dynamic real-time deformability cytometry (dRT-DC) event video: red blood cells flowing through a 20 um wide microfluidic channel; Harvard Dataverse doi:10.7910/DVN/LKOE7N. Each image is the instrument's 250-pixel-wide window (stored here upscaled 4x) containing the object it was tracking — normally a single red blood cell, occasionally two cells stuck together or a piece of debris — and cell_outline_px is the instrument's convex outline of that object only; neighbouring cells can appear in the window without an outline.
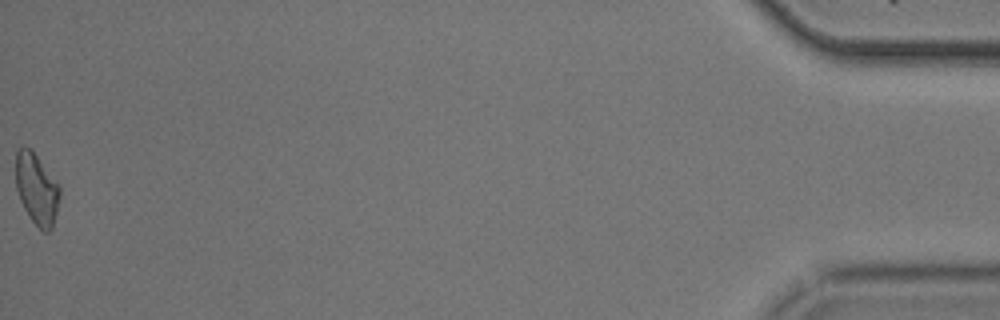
{"species": "common noctule bat (a hibernating species)", "species_latin": "Nyctalus noctula", "temperature_condition": "cold", "stored_images_in_passage": 40, "camera_frame_rate_fps": 3000, "um_per_image_px": 0.085, "animal": {"sex": "male", "body_mass_g": 20.5, "forearm_length_mm": 52.5}, "frame": {"image": 1, "passage_image": 40, "time_ms": 13.0, "image_size_px": [1000, 320], "cell_outline_px": [[60, 196], [52, 228], [48, 232], [44, 232], [32, 220], [24, 208], [20, 200], [16, 188], [16, 148], [32, 148], [60, 184]], "centroid_in_image_um": [3.13, 16.02], "position_along_channel_um": 432.1, "area_um2": 18.38}, "authors_computed_cell_mechanics": {"area_um2": 18.6983, "velocity_mm_per_s": 3.7225, "shape_relaxation_time_tau1_ms": 4.8528, "shape_relaxation_time_tau2_ms": null, "deformation_change_tau1": 0.1264, "deformation_change_tau2": null}}